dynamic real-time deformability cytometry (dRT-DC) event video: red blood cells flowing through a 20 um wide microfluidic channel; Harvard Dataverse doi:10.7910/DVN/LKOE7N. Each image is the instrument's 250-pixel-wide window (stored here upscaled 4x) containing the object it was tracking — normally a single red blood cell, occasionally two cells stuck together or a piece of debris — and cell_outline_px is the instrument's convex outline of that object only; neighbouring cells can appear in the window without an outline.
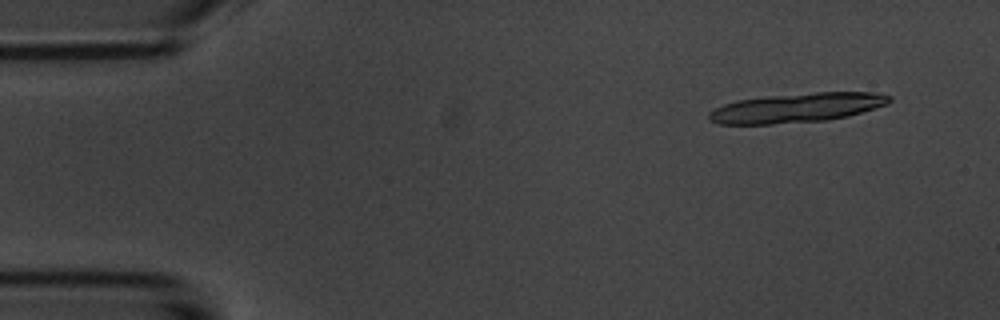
{"species": "common noctule bat (a hibernating species)", "species_latin": "Nyctalus noctula", "temperature_condition": "room temperature", "stored_images_in_passage": 5, "camera_frame_rate_fps": 3000, "um_per_image_px": 0.085, "animal": {"sex": "male", "body_mass_g": 20.1, "forearm_length_mm": 53.5}, "frame": {"image": 1, "passage_image": 1, "time_ms": 0.0, "image_size_px": [1000, 320], "cell_outline_px": [[892, 100], [888, 104], [848, 116], [828, 120], [772, 124], [720, 124], [708, 120], [708, 112], [724, 104], [736, 100], [764, 96], [816, 92], [872, 92], [892, 96]], "centroid_in_image_um": [67.72, 9.16], "position_along_channel_um": 17.3, "area_um2": 31.04}}